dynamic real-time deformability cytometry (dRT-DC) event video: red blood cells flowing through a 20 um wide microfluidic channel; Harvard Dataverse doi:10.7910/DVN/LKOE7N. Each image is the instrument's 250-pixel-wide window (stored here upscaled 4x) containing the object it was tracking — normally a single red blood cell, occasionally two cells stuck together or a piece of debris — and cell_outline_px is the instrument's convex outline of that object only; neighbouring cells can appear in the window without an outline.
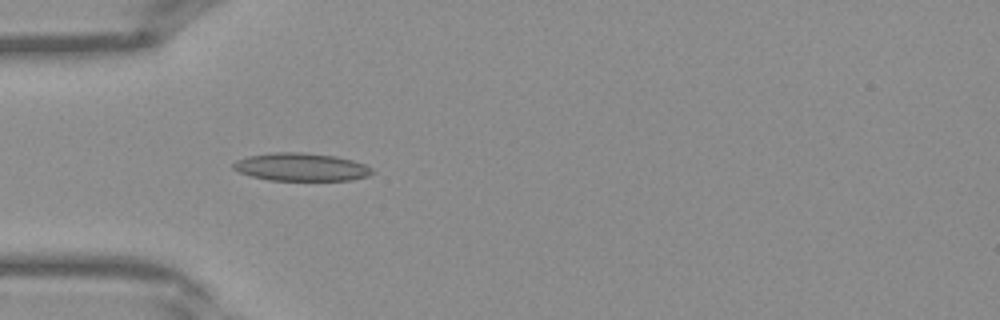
{"species": "Egyptian fruit bat (a non-hibernating species)", "species_latin": "Rousettus aegyptiacus", "temperature_condition": "warm", "stored_images_in_passage": 15, "camera_frame_rate_fps": 3000, "um_per_image_px": 0.085, "frame": {"image": 1, "passage_image": 3, "time_ms": 0.667, "image_size_px": [1000, 320], "cell_outline_px": [[376, 172], [368, 176], [352, 180], [268, 180], [252, 176], [240, 172], [232, 168], [232, 164], [236, 160], [248, 156], [276, 152], [300, 152], [336, 156], [352, 160], [364, 164], [372, 168]], "centroid_in_image_um": [25.62, 14.2], "position_along_channel_um": 59.4, "area_um2": 22.6}}
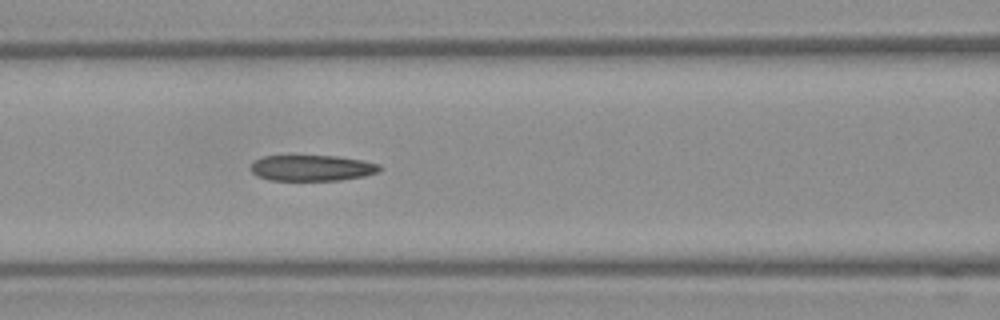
{"frame": {"image": 2, "passage_image": 8, "time_ms": 2.333, "image_size_px": [1000, 320], "cell_outline_px": [[384, 168], [380, 172], [364, 176], [340, 180], [272, 180], [256, 176], [252, 172], [252, 164], [256, 160], [264, 156], [336, 156], [364, 160], [380, 164]], "centroid_in_image_um": [26.6, 14.28], "position_along_channel_um": 140.0, "area_um2": 19.48}}
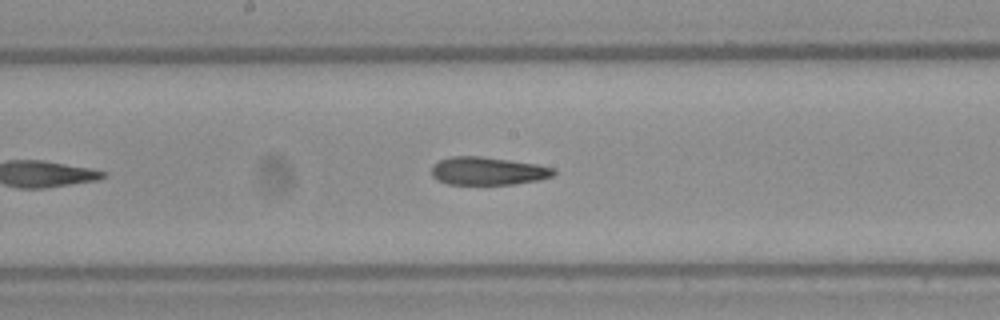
{"frame": {"image": 3, "passage_image": 12, "time_ms": 3.667, "image_size_px": [1000, 320], "cell_outline_px": [[556, 172], [552, 176], [540, 180], [512, 184], [448, 184], [436, 180], [432, 176], [432, 164], [440, 160], [452, 156], [480, 156], [536, 164], [556, 168]], "centroid_in_image_um": [41.46, 14.53], "position_along_channel_um": 206.7, "area_um2": 19.94}}